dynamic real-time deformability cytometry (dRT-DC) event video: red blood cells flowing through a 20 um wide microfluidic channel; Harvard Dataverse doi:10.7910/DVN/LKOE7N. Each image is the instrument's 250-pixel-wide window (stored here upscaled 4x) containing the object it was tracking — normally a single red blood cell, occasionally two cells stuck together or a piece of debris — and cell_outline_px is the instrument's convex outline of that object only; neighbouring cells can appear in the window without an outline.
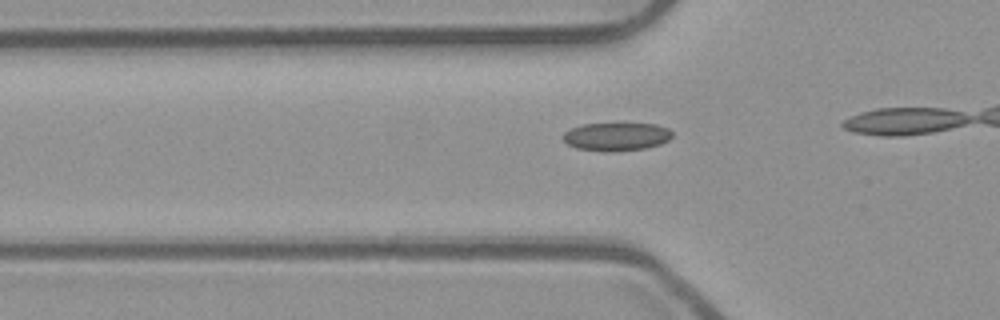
{"species": "common noctule bat (a hibernating species)", "species_latin": "Nyctalus noctula", "temperature_condition": "room temperature", "stored_images_in_passage": 18, "camera_frame_rate_fps": 3000, "um_per_image_px": 0.085, "animal": {"sex": "male", "body_mass_g": 23.1, "forearm_length_mm": 52.7}, "frame": {"image": 1, "passage_image": 13, "time_ms": 4.0, "image_size_px": [1000, 320], "cell_outline_px": [[672, 136], [668, 140], [660, 144], [644, 148], [616, 152], [604, 152], [576, 148], [568, 144], [564, 140], [564, 132], [580, 124], [656, 124], [668, 128], [672, 132]], "centroid_in_image_um": [52.39, 11.62], "position_along_channel_um": 73.4, "area_um2": 17.92}}